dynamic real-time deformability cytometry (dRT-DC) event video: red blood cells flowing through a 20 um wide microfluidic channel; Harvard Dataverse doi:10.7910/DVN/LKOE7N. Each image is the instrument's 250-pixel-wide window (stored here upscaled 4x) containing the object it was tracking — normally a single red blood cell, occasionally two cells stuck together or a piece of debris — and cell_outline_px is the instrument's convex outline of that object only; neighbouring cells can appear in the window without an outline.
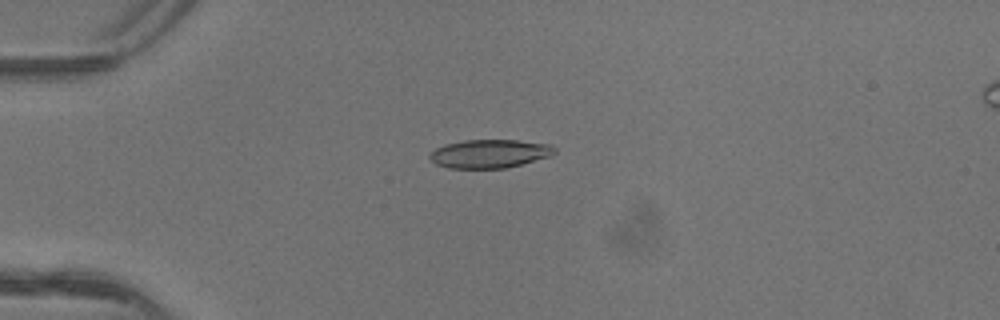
{"species": "common noctule bat (a hibernating species)", "species_latin": "Nyctalus noctula", "temperature_condition": "warm", "stored_images_in_passage": 5, "camera_frame_rate_fps": 3000, "um_per_image_px": 0.085, "animal": {"sex": "female"}, "frame": {"image": 1, "passage_image": 3, "time_ms": 0.667, "image_size_px": [1000, 320], "cell_outline_px": [[556, 152], [548, 156], [520, 164], [504, 168], [448, 168], [436, 164], [428, 156], [436, 148], [444, 144], [464, 140], [516, 140], [552, 144], [556, 148]], "centroid_in_image_um": [41.6, 13.05], "position_along_channel_um": 43.4, "area_um2": 20.58}}
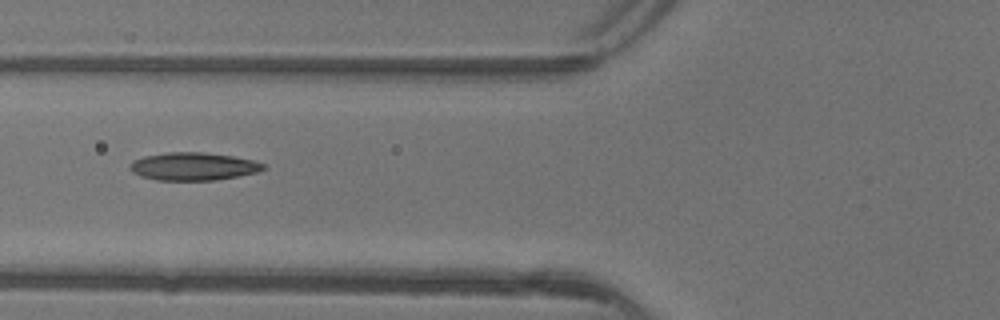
{"frame": {"image": 2, "passage_image": 5, "time_ms": 1.333, "image_size_px": [1000, 320], "cell_outline_px": [[264, 168], [256, 172], [216, 180], [156, 180], [140, 176], [132, 172], [128, 168], [128, 164], [132, 160], [144, 156], [168, 152], [200, 152], [232, 156], [252, 160], [264, 164]], "centroid_in_image_um": [16.34, 14.14], "position_along_channel_um": 109.5, "area_um2": 21.56}}